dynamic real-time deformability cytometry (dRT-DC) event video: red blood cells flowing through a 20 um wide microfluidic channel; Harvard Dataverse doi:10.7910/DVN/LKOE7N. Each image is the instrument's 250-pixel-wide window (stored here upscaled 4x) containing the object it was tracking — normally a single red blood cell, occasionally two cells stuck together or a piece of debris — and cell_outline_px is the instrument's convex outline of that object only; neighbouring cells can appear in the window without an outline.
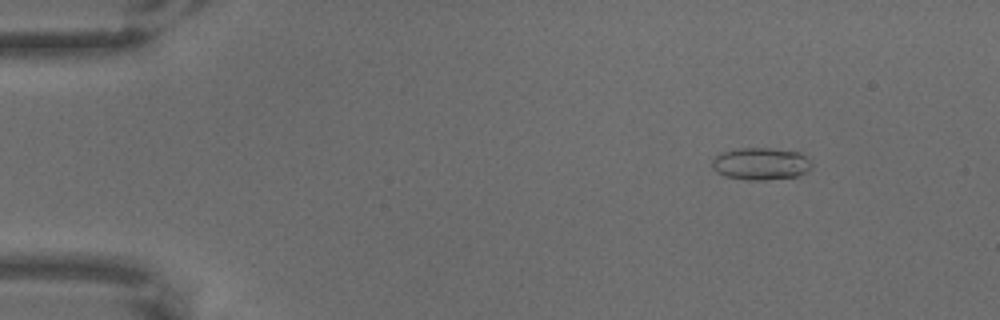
{"species": "common noctule bat (a hibernating species)", "species_latin": "Nyctalus noctula", "temperature_condition": "warm", "stored_images_in_passage": 66, "camera_frame_rate_fps": 3000, "um_per_image_px": 0.085, "animal": {"sex": "male", "body_mass_g": 18.8}, "frame": {"image": 1, "passage_image": 9, "time_ms": 2.667, "image_size_px": [1000, 320], "cell_outline_px": [[812, 168], [796, 176], [764, 180], [748, 180], [724, 176], [716, 172], [712, 168], [712, 160], [720, 152], [736, 148], [772, 148], [800, 152], [812, 164]], "centroid_in_image_um": [64.62, 13.91], "position_along_channel_um": 20.4, "area_um2": 18.79}}
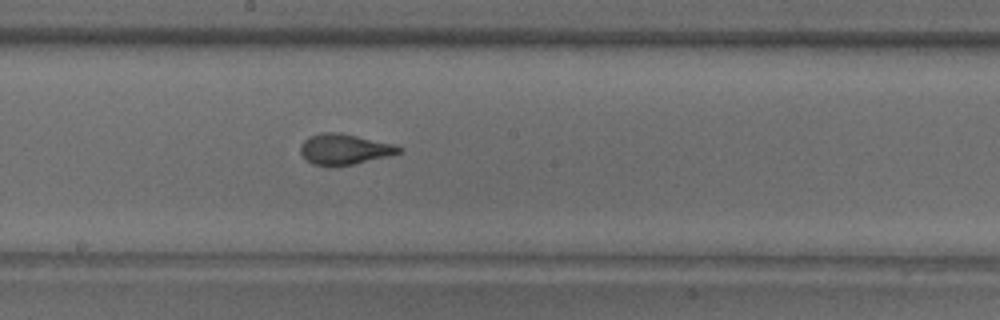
{"frame": {"image": 2, "passage_image": 37, "time_ms": 12.0, "image_size_px": [1000, 320], "cell_outline_px": [[404, 152], [388, 156], [352, 164], [332, 168], [328, 168], [312, 164], [300, 152], [300, 144], [308, 136], [324, 132], [336, 132], [396, 144], [404, 148]], "centroid_in_image_um": [29.28, 12.7], "position_along_channel_um": 218.9, "area_um2": 17.86}}
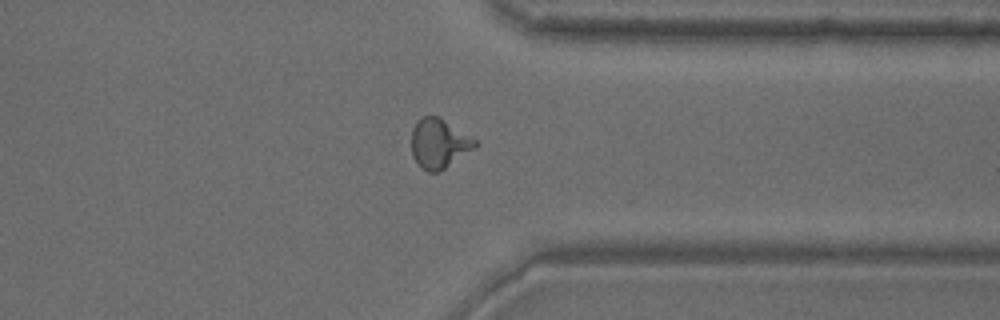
{"frame": {"image": 3, "passage_image": 52, "time_ms": 17.0, "image_size_px": [1000, 320], "cell_outline_px": [[480, 144], [476, 148], [440, 172], [428, 172], [420, 168], [412, 156], [412, 128], [424, 116], [436, 116], [476, 140]], "centroid_in_image_um": [37.32, 12.26], "position_along_channel_um": 374.1, "area_um2": 18.21}}